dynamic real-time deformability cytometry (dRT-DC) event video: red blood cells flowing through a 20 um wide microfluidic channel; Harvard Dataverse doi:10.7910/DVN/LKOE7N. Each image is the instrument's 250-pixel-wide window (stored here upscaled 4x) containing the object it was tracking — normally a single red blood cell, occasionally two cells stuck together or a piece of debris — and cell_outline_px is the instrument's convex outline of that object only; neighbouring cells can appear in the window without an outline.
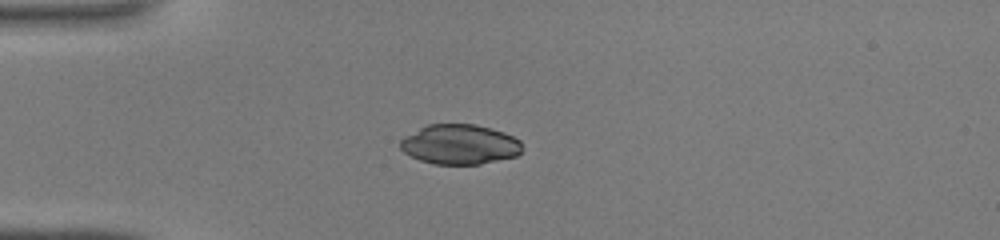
{"species": "common noctule bat (a hibernating species)", "species_latin": "Nyctalus noctula", "temperature_condition": "warm", "stored_images_in_passage": 33, "camera_frame_rate_fps": 3000, "um_per_image_px": 0.085, "animal": {"sex": "male", "body_mass_g": 19.0, "forearm_length_mm": 50.8}, "frame": {"image": 1, "passage_image": 1, "time_ms": 0.0, "image_size_px": [1000, 240], "cell_outline_px": [[520, 152], [516, 156], [480, 164], [436, 164], [420, 160], [404, 152], [400, 148], [400, 140], [404, 136], [428, 124], [476, 124], [504, 132], [520, 140]], "centroid_in_image_um": [39.06, 12.27], "position_along_channel_um": 45.9, "area_um2": 28.15}}
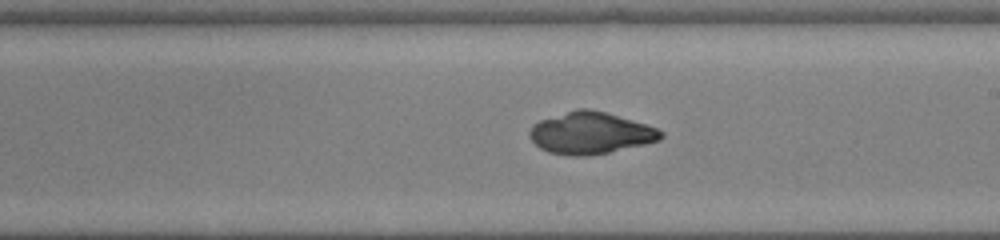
{"frame": {"image": 2, "passage_image": 15, "time_ms": 4.667, "image_size_px": [1000, 240], "cell_outline_px": [[664, 136], [660, 140], [644, 144], [608, 152], [584, 156], [568, 156], [548, 152], [540, 148], [528, 136], [528, 132], [532, 124], [540, 120], [576, 108], [588, 108], [604, 112], [632, 120], [656, 128], [664, 132]], "centroid_in_image_um": [50.15, 11.31], "position_along_channel_um": 238.8, "area_um2": 31.91}}
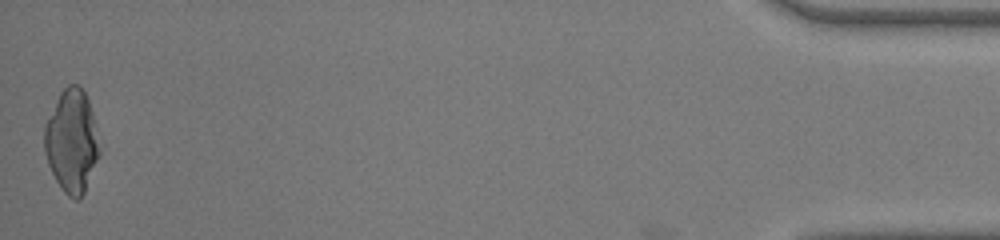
{"frame": {"image": 3, "passage_image": 33, "time_ms": 10.667, "image_size_px": [1000, 240], "cell_outline_px": [[100, 152], [84, 192], [80, 200], [76, 200], [68, 196], [60, 188], [48, 164], [44, 152], [44, 124], [60, 92], [68, 84], [80, 84], [88, 100], [92, 112]], "centroid_in_image_um": [6.07, 11.99], "position_along_channel_um": 429.1, "area_um2": 32.83}}